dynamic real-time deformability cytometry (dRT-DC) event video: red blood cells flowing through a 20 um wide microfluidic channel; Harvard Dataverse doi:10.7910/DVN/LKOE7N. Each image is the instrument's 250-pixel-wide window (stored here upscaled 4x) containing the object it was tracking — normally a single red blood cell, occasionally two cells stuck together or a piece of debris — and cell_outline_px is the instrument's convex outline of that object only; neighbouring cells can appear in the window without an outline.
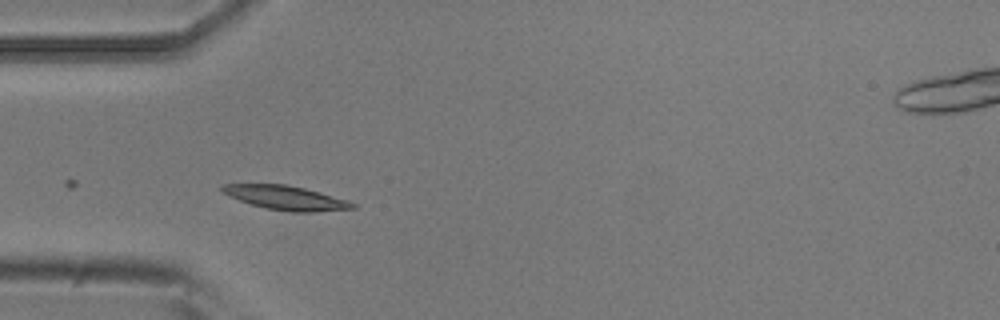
{"species": "common noctule bat (a hibernating species)", "species_latin": "Nyctalus noctula", "temperature_condition": "room temperature", "stored_images_in_passage": 6, "camera_frame_rate_fps": 3000, "um_per_image_px": 0.085, "animal": {"sex": "male", "body_mass_g": 20.5, "forearm_length_mm": 52.5}, "frame": {"image": 1, "passage_image": 3, "time_ms": 0.667, "image_size_px": [1000, 320], "cell_outline_px": [[356, 208], [312, 212], [292, 212], [268, 208], [252, 204], [228, 196], [220, 192], [220, 184], [284, 184], [304, 188], [320, 192], [348, 200], [356, 204]], "centroid_in_image_um": [24.28, 16.8], "position_along_channel_um": 60.7, "area_um2": 18.26}}
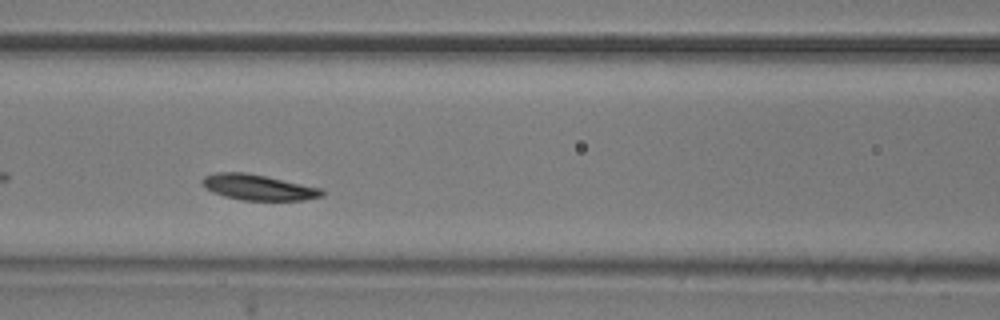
{"frame": {"image": 2, "passage_image": 5, "time_ms": 1.333, "image_size_px": [1000, 320], "cell_outline_px": [[324, 196], [304, 200], [240, 200], [224, 196], [212, 192], [204, 188], [200, 184], [200, 180], [204, 176], [216, 172], [248, 172], [268, 176], [324, 188]], "centroid_in_image_um": [21.95, 15.91], "position_along_channel_um": 144.7, "area_um2": 18.38}}
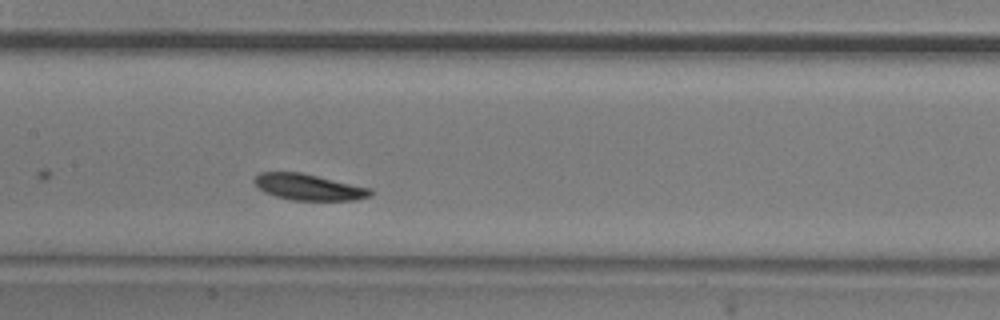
{"frame": {"image": 3, "passage_image": 6, "time_ms": 1.667, "image_size_px": [1000, 320], "cell_outline_px": [[372, 196], [356, 200], [292, 200], [276, 196], [264, 192], [252, 180], [260, 172], [300, 172], [372, 188]], "centroid_in_image_um": [26.26, 15.9], "position_along_channel_um": 181.1, "area_um2": 17.69}}